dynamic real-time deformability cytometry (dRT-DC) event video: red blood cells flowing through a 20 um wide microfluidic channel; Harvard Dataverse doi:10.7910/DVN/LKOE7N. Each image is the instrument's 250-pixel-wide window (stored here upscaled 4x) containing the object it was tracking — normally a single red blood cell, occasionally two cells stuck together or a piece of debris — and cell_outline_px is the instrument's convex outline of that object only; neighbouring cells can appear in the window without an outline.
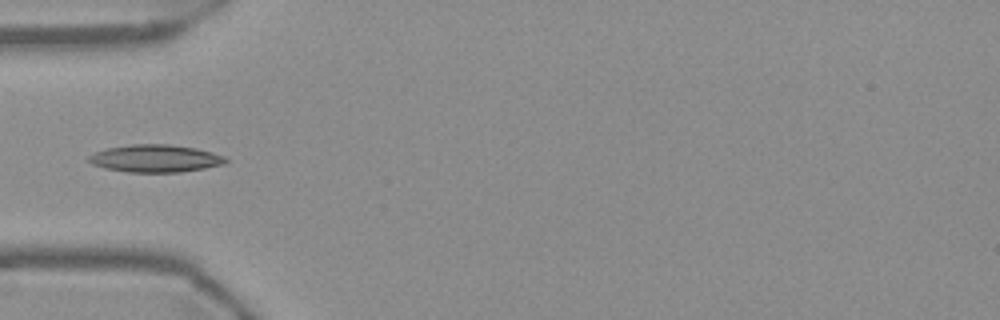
{"species": "Egyptian fruit bat (a non-hibernating species)", "species_latin": "Rousettus aegyptiacus", "temperature_condition": "warm", "stored_images_in_passage": 38, "camera_frame_rate_fps": 3000, "um_per_image_px": 0.085, "frame": {"image": 1, "passage_image": 1, "time_ms": 0.0, "image_size_px": [1000, 320], "cell_outline_px": [[228, 160], [224, 164], [204, 168], [180, 172], [128, 172], [104, 168], [92, 164], [88, 160], [88, 156], [96, 152], [108, 148], [132, 144], [168, 144], [196, 148], [212, 152], [224, 156]], "centroid_in_image_um": [13.21, 13.47], "position_along_channel_um": 71.8, "area_um2": 21.85}}
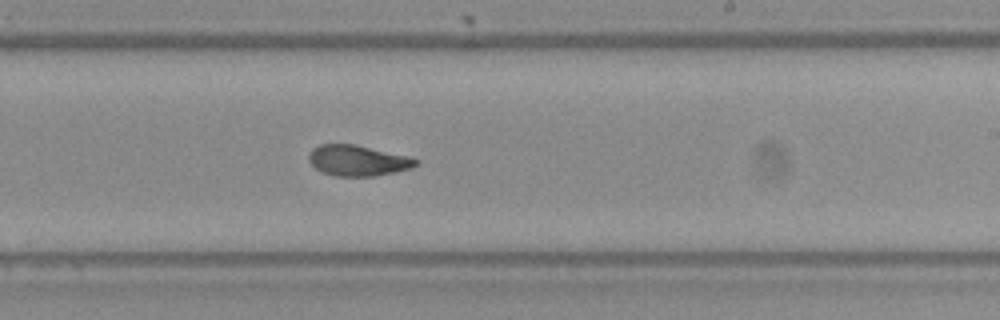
{"frame": {"image": 2, "passage_image": 16, "time_ms": 5.0, "image_size_px": [1000, 320], "cell_outline_px": [[420, 164], [412, 168], [376, 176], [336, 176], [324, 172], [316, 168], [308, 160], [308, 156], [312, 148], [320, 144], [352, 144], [412, 156], [420, 160]], "centroid_in_image_um": [30.47, 13.64], "position_along_channel_um": 258.5, "area_um2": 19.31}}
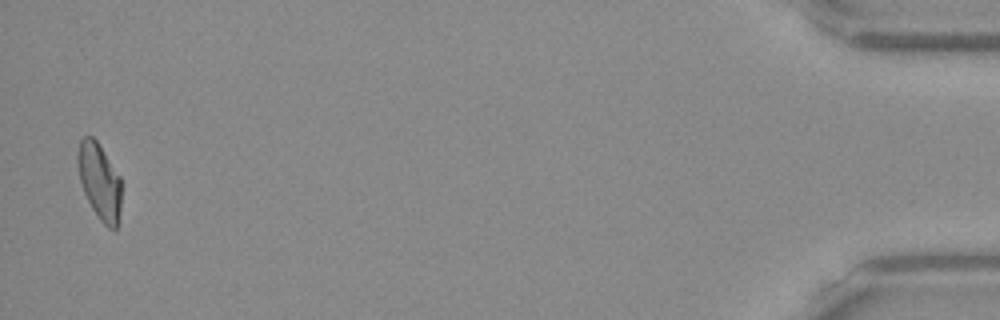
{"frame": {"image": 3, "passage_image": 37, "time_ms": 12.0, "image_size_px": [1000, 320], "cell_outline_px": [[120, 208], [116, 228], [108, 228], [100, 220], [92, 208], [84, 192], [80, 180], [76, 160], [76, 156], [80, 140], [84, 136], [92, 136], [96, 140], [120, 176]], "centroid_in_image_um": [8.43, 15.39], "position_along_channel_um": 426.8, "area_um2": 19.13}}